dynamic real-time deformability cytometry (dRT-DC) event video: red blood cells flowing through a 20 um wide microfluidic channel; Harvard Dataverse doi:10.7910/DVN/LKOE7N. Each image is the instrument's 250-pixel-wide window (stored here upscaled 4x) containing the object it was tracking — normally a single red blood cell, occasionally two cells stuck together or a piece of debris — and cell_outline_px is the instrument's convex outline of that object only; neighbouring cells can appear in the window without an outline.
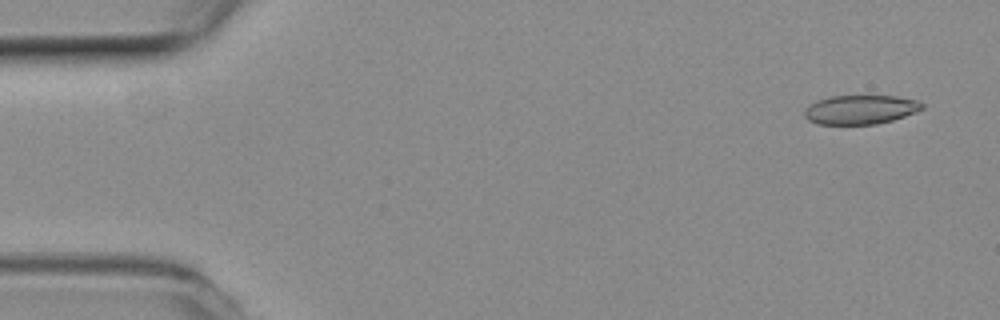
{"species": "common noctule bat (a hibernating species)", "species_latin": "Nyctalus noctula", "temperature_condition": "room temperature", "stored_images_in_passage": 7, "camera_frame_rate_fps": 3000, "um_per_image_px": 0.085, "animal": {"sex": "female", "body_mass_g": 19.3, "forearm_length_mm": 54.1}, "frame": {"image": 1, "passage_image": 1, "time_ms": 0.0, "image_size_px": [1000, 320], "cell_outline_px": [[924, 108], [916, 112], [892, 120], [876, 124], [816, 124], [808, 120], [804, 116], [804, 108], [808, 104], [816, 100], [832, 96], [896, 96], [920, 100], [924, 104]], "centroid_in_image_um": [73.13, 9.31], "position_along_channel_um": 11.9, "area_um2": 20.17}}
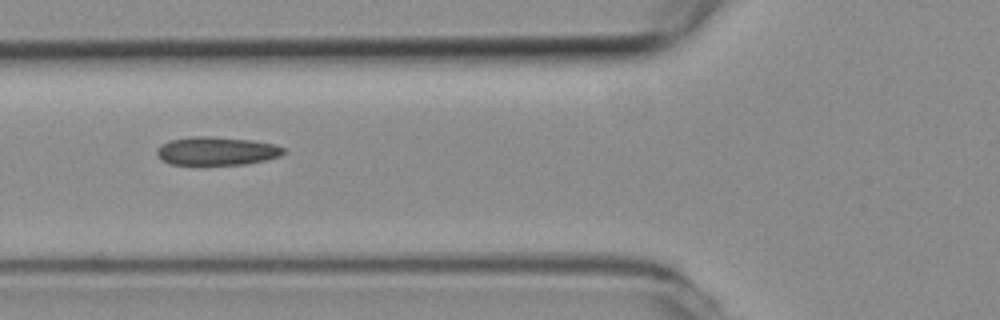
{"frame": {"image": 2, "passage_image": 5, "time_ms": 1.333, "image_size_px": [1000, 320], "cell_outline_px": [[284, 152], [280, 156], [268, 160], [244, 164], [168, 164], [160, 160], [156, 156], [156, 152], [160, 144], [172, 140], [188, 136], [212, 136], [252, 140], [276, 144], [284, 148]], "centroid_in_image_um": [18.4, 12.83], "position_along_channel_um": 107.4, "area_um2": 21.15}}
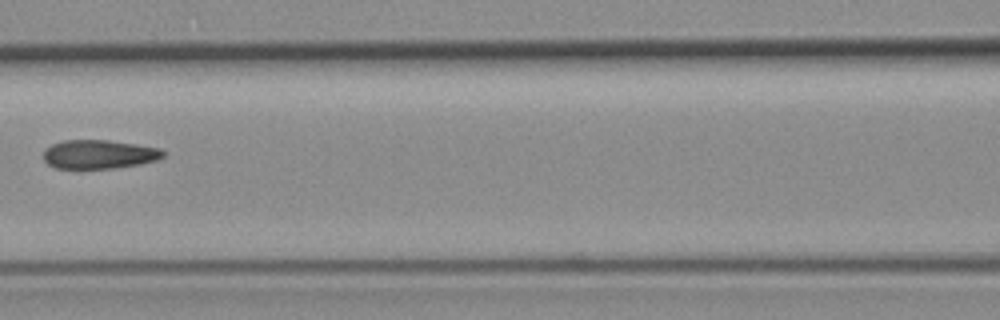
{"frame": {"image": 3, "passage_image": 6, "time_ms": 1.667, "image_size_px": [1000, 320], "cell_outline_px": [[164, 156], [156, 160], [140, 164], [112, 168], [56, 168], [48, 164], [44, 160], [44, 148], [52, 144], [64, 140], [108, 140], [136, 144], [160, 148], [164, 152]], "centroid_in_image_um": [8.4, 13.11], "position_along_channel_um": 158.2, "area_um2": 20.06}}